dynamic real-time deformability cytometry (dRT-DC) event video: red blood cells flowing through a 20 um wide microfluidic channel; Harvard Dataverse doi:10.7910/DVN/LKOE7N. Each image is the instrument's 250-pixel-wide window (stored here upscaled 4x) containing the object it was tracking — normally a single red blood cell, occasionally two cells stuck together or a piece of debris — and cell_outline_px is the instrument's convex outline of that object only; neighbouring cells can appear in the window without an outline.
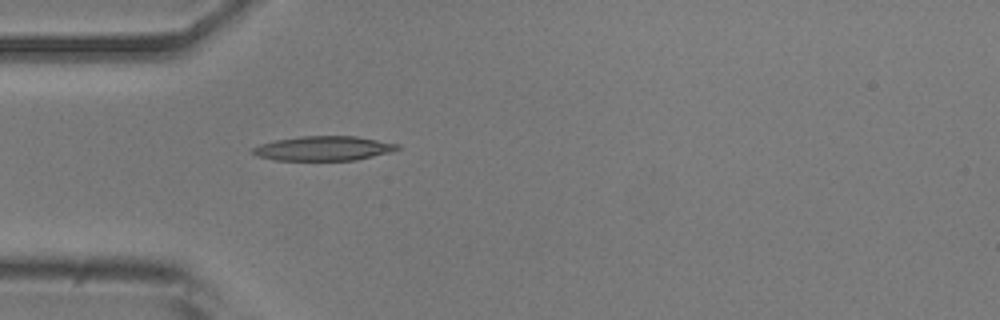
{"species": "common noctule bat (a hibernating species)", "species_latin": "Nyctalus noctula", "temperature_condition": "room temperature", "stored_images_in_passage": 3, "camera_frame_rate_fps": 3000, "um_per_image_px": 0.085, "animal": {"sex": "male", "body_mass_g": 20.5, "forearm_length_mm": 52.5}, "frame": {"image": 1, "passage_image": 3, "time_ms": 0.667, "image_size_px": [1000, 320], "cell_outline_px": [[400, 148], [388, 152], [356, 160], [276, 160], [256, 156], [252, 152], [252, 148], [260, 144], [276, 140], [300, 136], [356, 136], [400, 144]], "centroid_in_image_um": [27.48, 12.61], "position_along_channel_um": 57.5, "area_um2": 20.52}}